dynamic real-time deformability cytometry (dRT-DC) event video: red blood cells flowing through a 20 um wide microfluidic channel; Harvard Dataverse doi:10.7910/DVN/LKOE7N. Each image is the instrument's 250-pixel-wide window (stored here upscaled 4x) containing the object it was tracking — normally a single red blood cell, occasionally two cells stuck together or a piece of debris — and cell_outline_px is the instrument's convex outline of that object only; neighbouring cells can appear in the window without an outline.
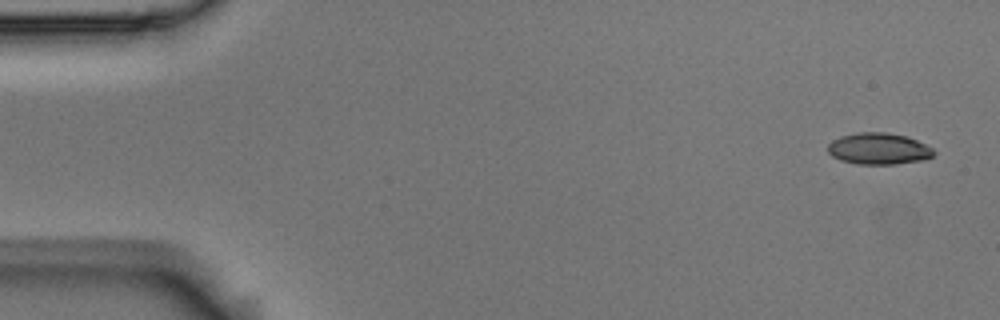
{"species": "Egyptian fruit bat (a non-hibernating species)", "species_latin": "Rousettus aegyptiacus", "temperature_condition": "room temperature", "stored_images_in_passage": 4, "camera_frame_rate_fps": 3000, "um_per_image_px": 0.085, "animal": {"sex": "male"}, "frame": {"image": 1, "passage_image": 1, "time_ms": 0.0, "image_size_px": [1000, 320], "cell_outline_px": [[936, 152], [932, 156], [924, 160], [896, 164], [856, 164], [840, 160], [832, 156], [828, 152], [828, 144], [832, 140], [840, 136], [860, 132], [888, 132], [908, 136], [932, 148]], "centroid_in_image_um": [74.68, 12.64], "position_along_channel_um": 10.3, "area_um2": 19.59}}
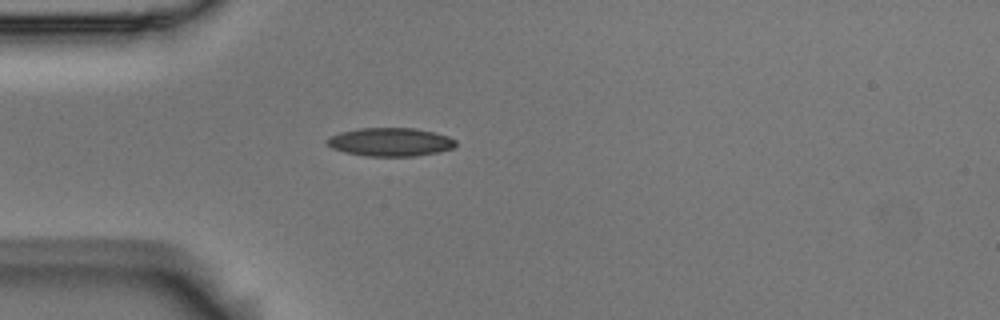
{"frame": {"image": 2, "passage_image": 4, "time_ms": 1.0, "image_size_px": [1000, 320], "cell_outline_px": [[456, 144], [452, 148], [436, 152], [416, 156], [364, 156], [344, 152], [332, 148], [324, 140], [328, 136], [340, 132], [360, 128], [416, 128], [448, 136], [456, 140]], "centroid_in_image_um": [33.13, 12.07], "position_along_channel_um": 51.9, "area_um2": 21.33}}